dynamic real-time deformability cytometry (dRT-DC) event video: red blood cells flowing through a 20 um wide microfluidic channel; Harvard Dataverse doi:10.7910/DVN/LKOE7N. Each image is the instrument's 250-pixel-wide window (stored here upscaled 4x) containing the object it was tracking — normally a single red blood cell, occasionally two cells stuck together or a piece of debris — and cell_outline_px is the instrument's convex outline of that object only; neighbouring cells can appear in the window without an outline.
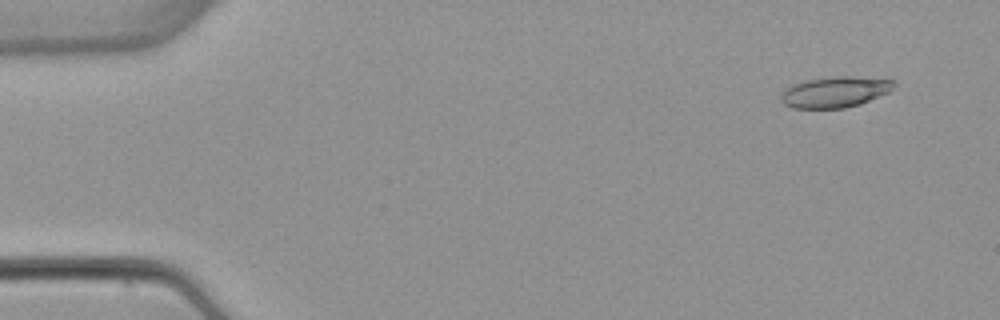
{"species": "common noctule bat (a hibernating species)", "species_latin": "Nyctalus noctula", "temperature_condition": "warm", "stored_images_in_passage": 4, "camera_frame_rate_fps": 3000, "um_per_image_px": 0.085, "animal": {"sex": "female", "body_mass_g": 22.7, "forearm_length_mm": 54.2}, "frame": {"image": 1, "passage_image": 1, "time_ms": 0.0, "image_size_px": [1000, 320], "cell_outline_px": [[896, 84], [888, 92], [860, 104], [844, 108], [792, 108], [784, 104], [780, 100], [780, 96], [788, 88], [796, 84], [808, 80], [832, 76], [852, 76], [896, 80]], "centroid_in_image_um": [71.0, 7.82], "position_along_channel_um": 14.0, "area_um2": 20.11}}
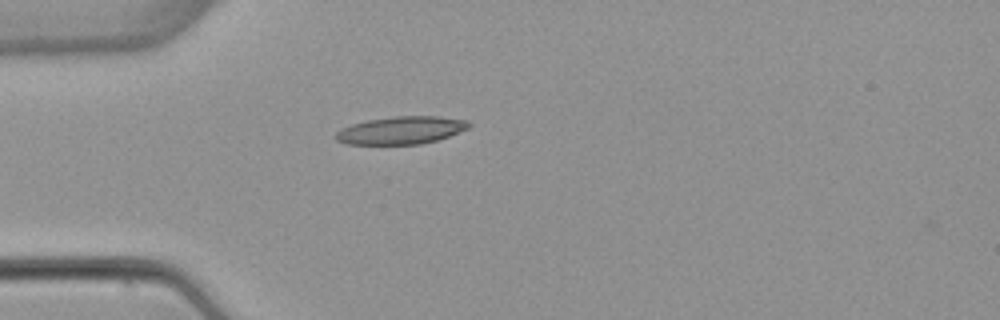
{"frame": {"image": 2, "passage_image": 4, "time_ms": 3.667, "image_size_px": [1000, 320], "cell_outline_px": [[472, 124], [468, 128], [448, 136], [436, 140], [420, 144], [348, 144], [336, 140], [336, 132], [352, 124], [368, 120], [392, 116], [440, 116], [468, 120]], "centroid_in_image_um": [34.13, 11.06], "position_along_channel_um": 50.9, "area_um2": 21.33}}